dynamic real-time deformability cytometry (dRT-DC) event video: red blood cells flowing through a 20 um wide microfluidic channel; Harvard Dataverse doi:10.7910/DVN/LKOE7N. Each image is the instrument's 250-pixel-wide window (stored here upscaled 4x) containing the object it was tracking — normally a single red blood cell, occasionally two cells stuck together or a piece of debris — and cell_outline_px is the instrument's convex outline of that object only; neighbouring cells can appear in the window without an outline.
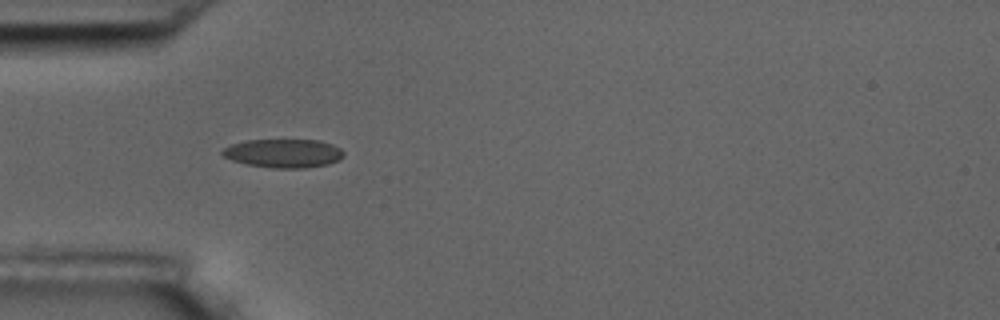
{"species": "common noctule bat (a hibernating species)", "species_latin": "Nyctalus noctula", "temperature_condition": "room temperature", "stored_images_in_passage": 7, "camera_frame_rate_fps": 3000, "um_per_image_px": 0.085, "animal": {"sex": "male", "body_mass_g": 17.5, "forearm_length_mm": 52.3}, "frame": {"image": 1, "passage_image": 6, "time_ms": 5.667, "image_size_px": [1000, 320], "cell_outline_px": [[344, 156], [340, 160], [328, 164], [304, 168], [272, 168], [248, 164], [232, 160], [224, 156], [220, 152], [224, 148], [232, 144], [248, 140], [320, 140], [332, 144], [340, 148], [344, 152]], "centroid_in_image_um": [24.13, 13.03], "position_along_channel_um": 60.9, "area_um2": 20.23}}